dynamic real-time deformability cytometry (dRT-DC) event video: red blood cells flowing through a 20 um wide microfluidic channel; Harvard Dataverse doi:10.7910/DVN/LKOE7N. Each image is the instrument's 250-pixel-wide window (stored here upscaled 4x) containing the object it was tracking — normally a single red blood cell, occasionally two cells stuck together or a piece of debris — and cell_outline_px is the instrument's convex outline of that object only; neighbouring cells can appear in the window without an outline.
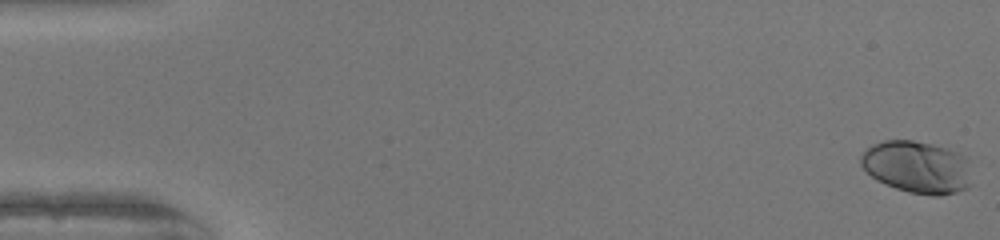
{"species": "human", "species_latin": "Homo sapiens", "temperature_condition": "warm", "stored_images_in_passage": 52, "camera_frame_rate_fps": 3000, "um_per_image_px": 0.085, "donor": {"sex": "female"}, "frame": {"image": 1, "passage_image": 1, "time_ms": 0.0, "image_size_px": [1000, 240], "cell_outline_px": [[968, 188], [956, 192], [940, 196], [932, 196], [908, 192], [884, 184], [876, 180], [860, 164], [860, 156], [872, 144], [884, 140], [912, 140], [932, 144], [960, 152], [964, 156], [968, 184]], "centroid_in_image_um": [77.88, 14.2], "position_along_channel_um": 7.1, "area_um2": 33.41}}
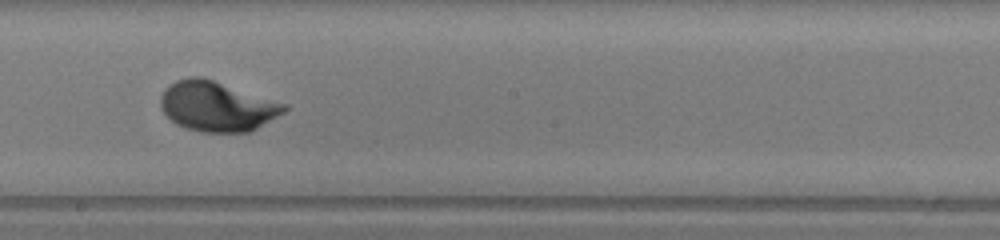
{"frame": {"image": 2, "passage_image": 30, "time_ms": 9.667, "image_size_px": [1000, 240], "cell_outline_px": [[288, 108], [284, 112], [256, 128], [248, 132], [204, 132], [188, 128], [176, 124], [160, 108], [160, 96], [164, 88], [168, 84], [176, 80], [188, 76], [200, 76], [288, 104]], "centroid_in_image_um": [18.41, 9.02], "position_along_channel_um": 229.8, "area_um2": 35.84}}
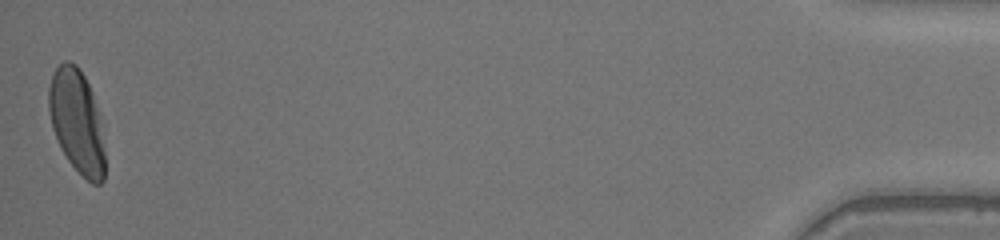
{"frame": {"image": 3, "passage_image": 52, "time_ms": 17.0, "image_size_px": [1000, 240], "cell_outline_px": [[104, 180], [100, 184], [92, 184], [68, 160], [60, 148], [52, 128], [48, 108], [48, 88], [52, 76], [56, 68], [64, 60], [68, 60], [76, 64], [84, 76], [92, 92], [96, 108], [104, 152]], "centroid_in_image_um": [6.49, 10.3], "position_along_channel_um": 428.7, "area_um2": 33.23}, "authors_computed_cell_mechanics": {"area_um2": 33.4084, "velocity_mm_per_s": 4.0241, "shape_relaxation_time_tau1_ms": 2.5437, "shape_relaxation_time_tau2_ms": null, "deformation_change_tau1": 0.1599, "deformation_change_tau2": null}}